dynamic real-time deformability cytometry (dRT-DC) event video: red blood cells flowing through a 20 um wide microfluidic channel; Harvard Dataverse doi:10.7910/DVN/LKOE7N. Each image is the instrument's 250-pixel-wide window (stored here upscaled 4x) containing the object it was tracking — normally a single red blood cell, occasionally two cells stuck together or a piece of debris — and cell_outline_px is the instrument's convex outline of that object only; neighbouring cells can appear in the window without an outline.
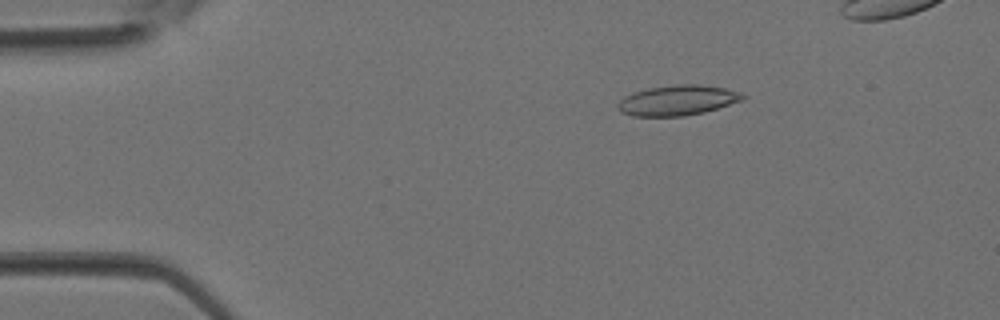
{"species": "Egyptian fruit bat (a non-hibernating species)", "species_latin": "Rousettus aegyptiacus", "temperature_condition": "room temperature", "stored_images_in_passage": 30, "camera_frame_rate_fps": 3000, "um_per_image_px": 0.085, "animal": {"sex": "female"}, "frame": {"image": 1, "passage_image": 1, "time_ms": 0.0, "image_size_px": [1000, 320], "cell_outline_px": [[748, 96], [740, 100], [704, 112], [684, 116], [632, 116], [620, 112], [616, 104], [624, 96], [648, 88], [676, 84], [700, 84], [724, 88], [740, 92]], "centroid_in_image_um": [57.56, 8.52], "position_along_channel_um": 27.4, "area_um2": 21.85}}
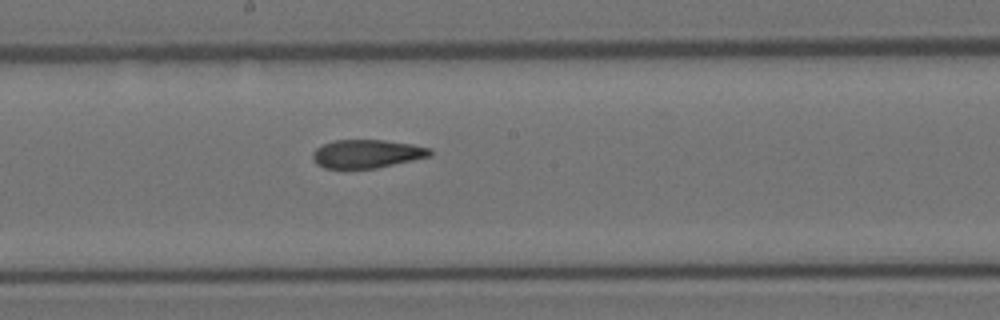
{"frame": {"image": 2, "passage_image": 15, "time_ms": 4.667, "image_size_px": [1000, 320], "cell_outline_px": [[432, 156], [376, 168], [324, 168], [316, 164], [312, 160], [312, 152], [316, 148], [332, 140], [384, 140], [412, 144], [432, 148]], "centroid_in_image_um": [31.18, 13.07], "position_along_channel_um": 217.0, "area_um2": 19.54}}
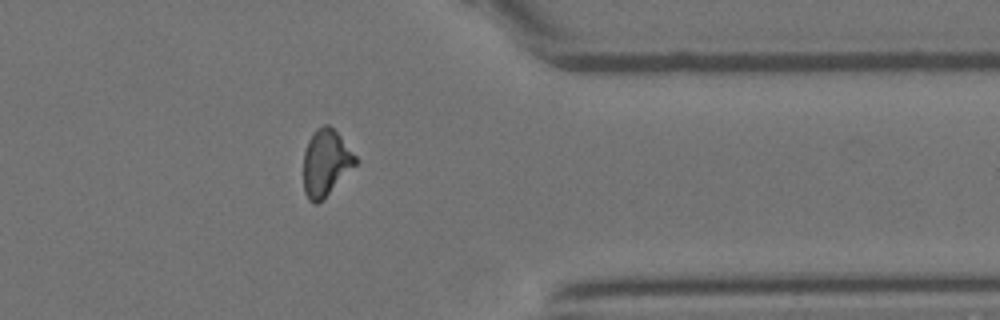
{"frame": {"image": 3, "passage_image": 25, "time_ms": 8.0, "image_size_px": [1000, 320], "cell_outline_px": [[360, 160], [316, 204], [312, 204], [308, 200], [304, 192], [304, 152], [308, 140], [312, 132], [316, 128], [324, 124], [328, 124], [340, 136]], "centroid_in_image_um": [27.68, 13.79], "position_along_channel_um": 383.7, "area_um2": 19.83}}